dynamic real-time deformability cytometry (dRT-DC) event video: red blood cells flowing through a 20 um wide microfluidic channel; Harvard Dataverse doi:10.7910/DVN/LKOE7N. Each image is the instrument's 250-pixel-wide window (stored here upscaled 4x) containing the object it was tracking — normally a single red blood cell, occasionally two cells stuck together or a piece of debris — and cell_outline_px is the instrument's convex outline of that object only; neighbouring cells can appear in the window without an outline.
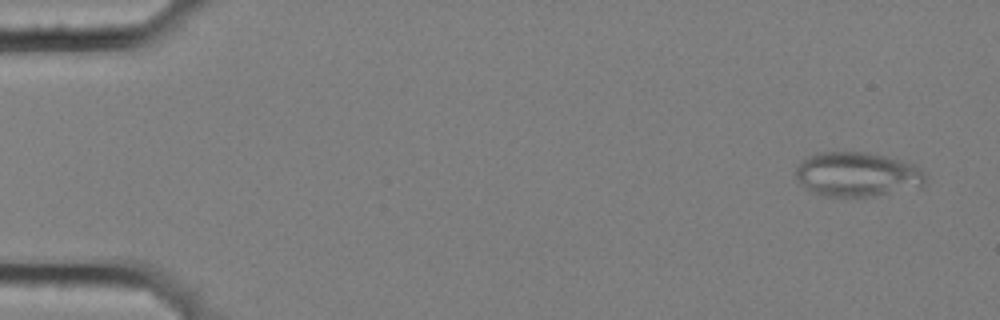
{"species": "common noctule bat (a hibernating species)", "species_latin": "Nyctalus noctula", "temperature_condition": "cold", "stored_images_in_passage": 6, "camera_frame_rate_fps": 3000, "um_per_image_px": 0.085, "animal": {"sex": "female", "body_mass_g": 25.1}, "frame": {"image": 1, "passage_image": 1, "time_ms": 0.0, "image_size_px": [1000, 320], "cell_outline_px": [[924, 188], [872, 196], [828, 196], [812, 192], [800, 184], [796, 180], [796, 168], [808, 156], [816, 152], [868, 152], [916, 164], [924, 172]], "centroid_in_image_um": [72.9, 14.83], "position_along_channel_um": 12.1, "area_um2": 33.87}}